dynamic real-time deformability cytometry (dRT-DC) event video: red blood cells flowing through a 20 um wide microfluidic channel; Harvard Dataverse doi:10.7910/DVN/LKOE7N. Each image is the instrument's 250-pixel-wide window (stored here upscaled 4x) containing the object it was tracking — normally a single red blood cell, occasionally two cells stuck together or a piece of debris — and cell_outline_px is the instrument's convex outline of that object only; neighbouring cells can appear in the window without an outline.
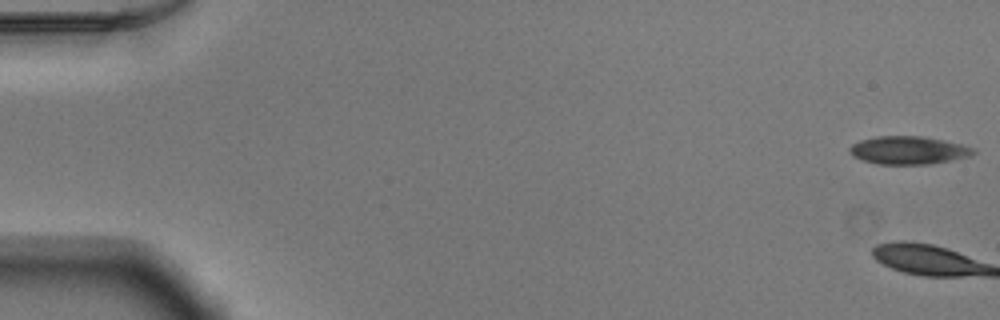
{"species": "Egyptian fruit bat (a non-hibernating species)", "species_latin": "Rousettus aegyptiacus", "temperature_condition": "warm", "stored_images_in_passage": 2, "camera_frame_rate_fps": 3000, "um_per_image_px": 0.085, "animal": {"sex": "male"}, "frame": {"image": 1, "passage_image": 1, "time_ms": 0.0, "image_size_px": [1000, 320], "cell_outline_px": [[976, 152], [972, 156], [928, 164], [876, 164], [852, 156], [848, 152], [848, 148], [852, 144], [860, 140], [876, 136], [924, 136], [944, 140], [960, 144], [972, 148]], "centroid_in_image_um": [77.18, 12.77], "position_along_channel_um": 7.8, "area_um2": 20.23}}